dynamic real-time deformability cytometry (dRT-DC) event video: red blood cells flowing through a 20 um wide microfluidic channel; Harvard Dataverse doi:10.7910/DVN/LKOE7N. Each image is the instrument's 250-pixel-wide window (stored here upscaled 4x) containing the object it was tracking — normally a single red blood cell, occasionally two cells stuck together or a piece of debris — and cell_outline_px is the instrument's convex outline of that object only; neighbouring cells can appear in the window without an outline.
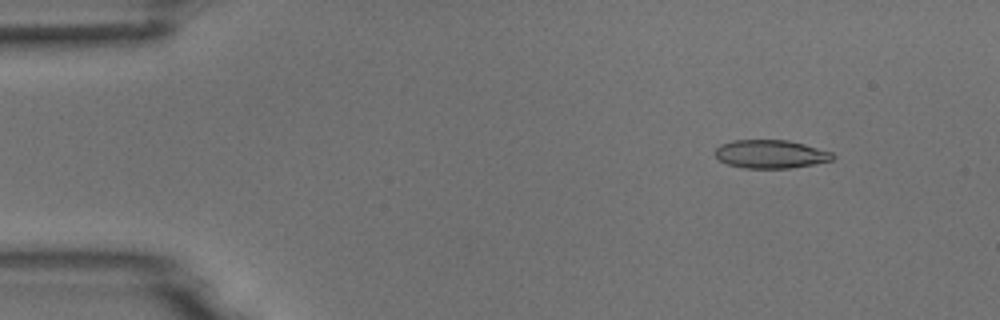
{"species": "common noctule bat (a hibernating species)", "species_latin": "Nyctalus noctula", "temperature_condition": "room temperature", "stored_images_in_passage": 53, "camera_frame_rate_fps": 3000, "um_per_image_px": 0.085, "animal": {"sex": "male", "body_mass_g": 18.8}, "frame": {"image": 1, "passage_image": 6, "time_ms": 1.667, "image_size_px": [1000, 320], "cell_outline_px": [[836, 156], [832, 160], [792, 168], [744, 168], [728, 164], [720, 160], [716, 156], [716, 148], [720, 144], [732, 140], [788, 140], [804, 144], [832, 152]], "centroid_in_image_um": [65.51, 13.09], "position_along_channel_um": 19.5, "area_um2": 19.36}}
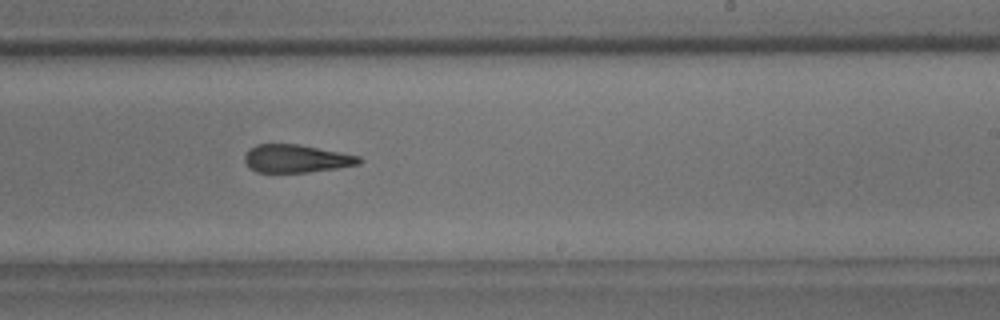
{"frame": {"image": 2, "passage_image": 32, "time_ms": 10.333, "image_size_px": [1000, 320], "cell_outline_px": [[364, 160], [360, 164], [336, 168], [308, 172], [256, 172], [248, 168], [244, 160], [244, 156], [248, 148], [256, 144], [300, 144], [360, 156]], "centroid_in_image_um": [25.16, 13.47], "position_along_channel_um": 263.8, "area_um2": 18.84}}
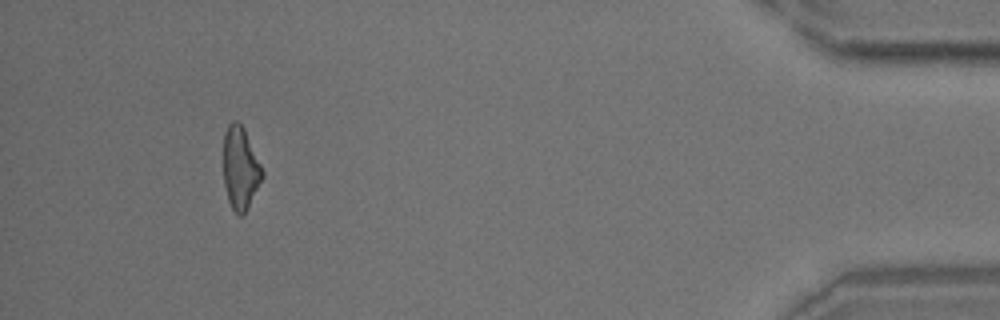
{"frame": {"image": 3, "passage_image": 49, "time_ms": 16.0, "image_size_px": [1000, 320], "cell_outline_px": [[264, 176], [244, 216], [240, 216], [232, 208], [228, 200], [224, 184], [224, 132], [228, 124], [232, 120], [236, 120], [244, 128], [264, 172]], "centroid_in_image_um": [20.44, 14.3], "position_along_channel_um": 414.8, "area_um2": 18.73}}